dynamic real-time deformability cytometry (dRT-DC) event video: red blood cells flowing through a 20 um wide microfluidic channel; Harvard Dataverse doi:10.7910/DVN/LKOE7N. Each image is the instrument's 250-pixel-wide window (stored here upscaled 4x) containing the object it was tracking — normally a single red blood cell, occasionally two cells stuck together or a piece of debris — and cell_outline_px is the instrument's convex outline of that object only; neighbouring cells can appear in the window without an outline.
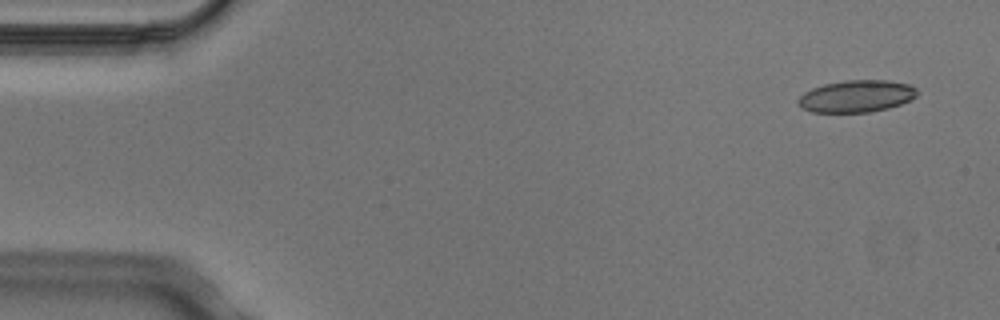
{"species": "Egyptian fruit bat (a non-hibernating species)", "species_latin": "Rousettus aegyptiacus", "temperature_condition": "cold", "stored_images_in_passage": 4, "camera_frame_rate_fps": 3000, "um_per_image_px": 0.085, "animal": {"sex": "male"}, "frame": {"image": 1, "passage_image": 1, "time_ms": 0.0, "image_size_px": [1000, 320], "cell_outline_px": [[916, 96], [900, 104], [888, 108], [868, 112], [812, 112], [800, 108], [796, 100], [804, 92], [812, 88], [824, 84], [844, 80], [888, 80], [908, 84], [916, 88]], "centroid_in_image_um": [72.75, 8.17], "position_along_channel_um": 12.3, "area_um2": 22.2}}
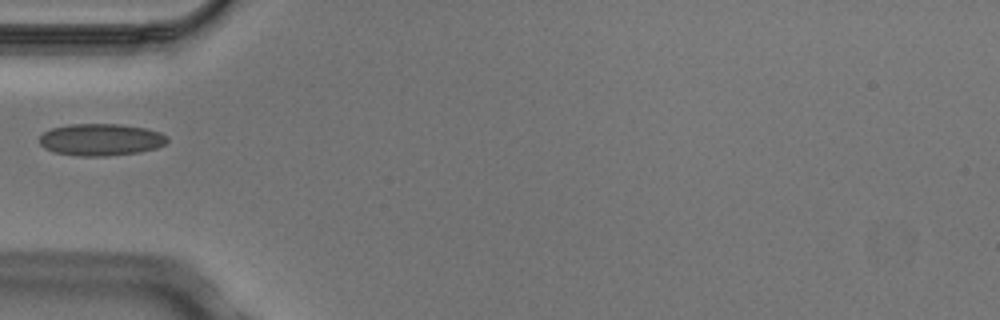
{"frame": {"image": 2, "passage_image": 3, "time_ms": 0.667, "image_size_px": [1000, 320], "cell_outline_px": [[168, 140], [164, 144], [156, 148], [140, 152], [104, 156], [80, 156], [56, 152], [44, 148], [40, 144], [40, 136], [44, 132], [52, 128], [68, 124], [120, 124], [148, 128], [160, 132], [168, 136]], "centroid_in_image_um": [8.6, 11.86], "position_along_channel_um": 76.4, "area_um2": 23.87}}
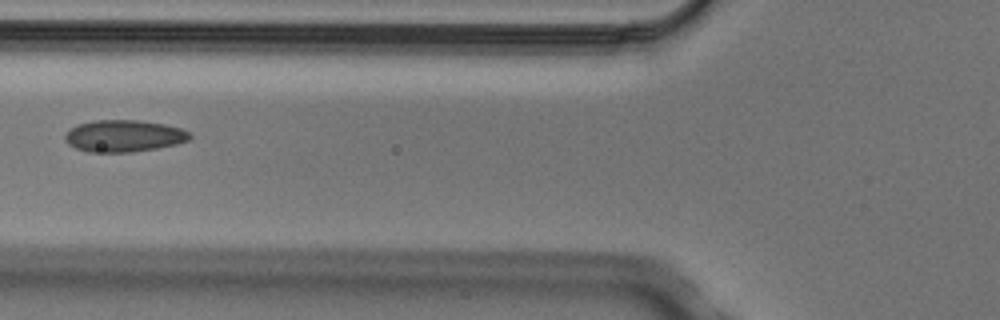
{"frame": {"image": 3, "passage_image": 4, "time_ms": 1.0, "image_size_px": [1000, 320], "cell_outline_px": [[192, 136], [188, 140], [176, 144], [156, 148], [132, 152], [88, 152], [76, 148], [68, 144], [64, 140], [64, 136], [76, 124], [92, 120], [140, 120], [164, 124], [180, 128], [188, 132]], "centroid_in_image_um": [10.5, 11.55], "position_along_channel_um": 115.3, "area_um2": 23.18}}